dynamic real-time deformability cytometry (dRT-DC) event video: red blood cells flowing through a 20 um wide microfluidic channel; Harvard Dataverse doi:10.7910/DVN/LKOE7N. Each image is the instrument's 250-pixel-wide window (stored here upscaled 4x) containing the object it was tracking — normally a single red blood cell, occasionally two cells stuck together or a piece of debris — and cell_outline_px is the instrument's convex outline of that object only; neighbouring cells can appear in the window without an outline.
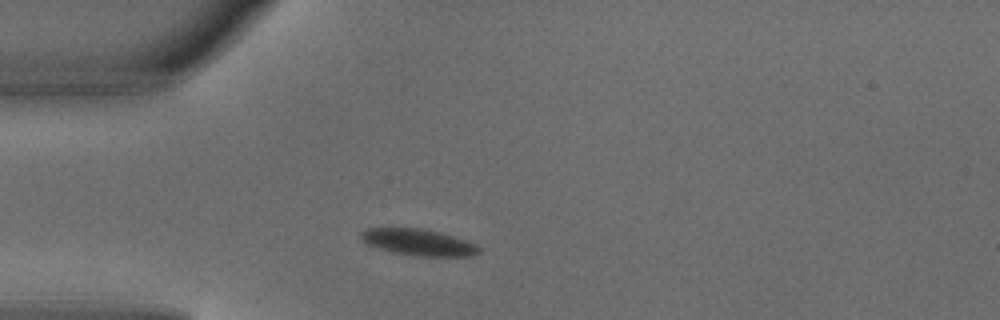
{"species": "common noctule bat (a hibernating species)", "species_latin": "Nyctalus noctula", "temperature_condition": "warm", "stored_images_in_passage": 2, "camera_frame_rate_fps": 3000, "um_per_image_px": 0.085, "animal": {"sex": "male", "body_mass_g": 18.8}, "frame": {"image": 1, "passage_image": 1, "time_ms": 0.0, "image_size_px": [1000, 320], "cell_outline_px": [[480, 252], [472, 256], [416, 256], [392, 252], [368, 244], [360, 236], [360, 232], [368, 228], [420, 228], [440, 232], [476, 244], [480, 248]], "centroid_in_image_um": [35.58, 20.59], "position_along_channel_um": 49.4, "area_um2": 17.98}}